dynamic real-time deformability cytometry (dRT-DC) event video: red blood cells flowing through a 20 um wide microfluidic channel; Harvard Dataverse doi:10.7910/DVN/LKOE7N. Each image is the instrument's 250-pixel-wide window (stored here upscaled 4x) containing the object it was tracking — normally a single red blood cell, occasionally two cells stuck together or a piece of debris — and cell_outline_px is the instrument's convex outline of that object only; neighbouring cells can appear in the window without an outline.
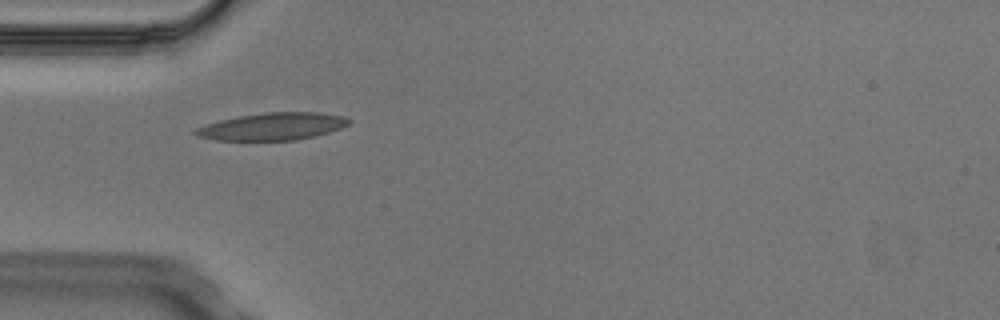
{"species": "Egyptian fruit bat (a non-hibernating species)", "species_latin": "Rousettus aegyptiacus", "temperature_condition": "cold", "stored_images_in_passage": 6, "camera_frame_rate_fps": 3000, "um_per_image_px": 0.085, "animal": {"sex": "male"}, "frame": {"image": 1, "passage_image": 5, "time_ms": 1.333, "image_size_px": [1000, 320], "cell_outline_px": [[352, 120], [348, 124], [340, 128], [328, 132], [296, 140], [216, 140], [196, 136], [192, 132], [196, 128], [204, 124], [220, 120], [240, 116], [264, 112], [320, 112], [344, 116]], "centroid_in_image_um": [23.14, 10.74], "position_along_channel_um": 61.9, "area_um2": 24.39}}